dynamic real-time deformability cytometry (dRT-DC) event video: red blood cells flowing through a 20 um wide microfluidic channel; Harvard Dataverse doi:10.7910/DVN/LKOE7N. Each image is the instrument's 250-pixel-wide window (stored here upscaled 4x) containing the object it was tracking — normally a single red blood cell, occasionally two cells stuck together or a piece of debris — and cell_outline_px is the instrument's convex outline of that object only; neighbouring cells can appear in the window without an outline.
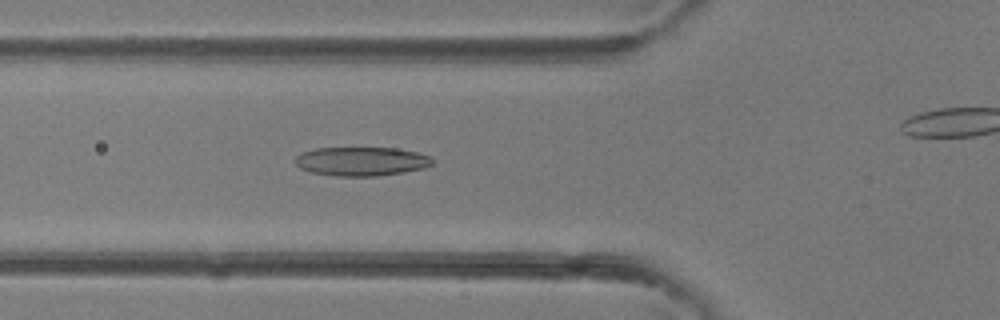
{"species": "common noctule bat (a hibernating species)", "species_latin": "Nyctalus noctula", "temperature_condition": "room temperature", "stored_images_in_passage": 34, "camera_frame_rate_fps": 3000, "um_per_image_px": 0.085, "animal": {"sex": "female"}, "frame": {"image": 1, "passage_image": 15, "time_ms": 4.667, "image_size_px": [1000, 320], "cell_outline_px": [[432, 164], [424, 168], [404, 172], [376, 176], [336, 176], [308, 172], [300, 168], [292, 160], [296, 156], [304, 152], [316, 148], [396, 148], [416, 152], [432, 156]], "centroid_in_image_um": [30.7, 13.72], "position_along_channel_um": 95.1, "area_um2": 23.24}}
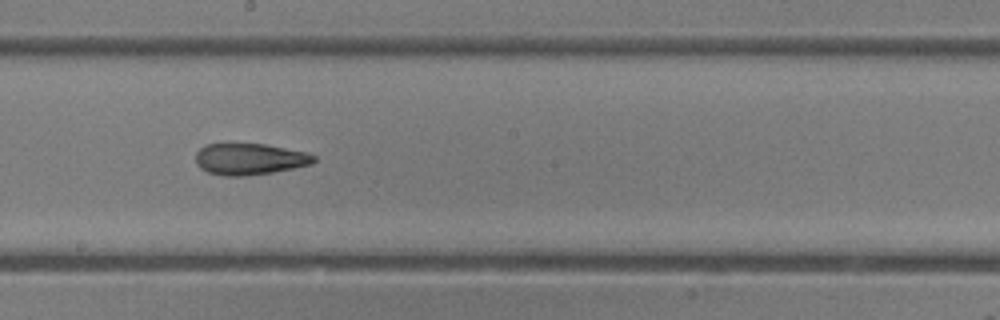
{"frame": {"image": 2, "passage_image": 23, "time_ms": 7.333, "image_size_px": [1000, 320], "cell_outline_px": [[316, 160], [312, 164], [272, 172], [244, 176], [224, 176], [208, 172], [200, 168], [196, 164], [196, 152], [204, 144], [264, 144], [308, 152], [316, 156]], "centroid_in_image_um": [21.21, 13.52], "position_along_channel_um": 227.0, "area_um2": 21.68}}
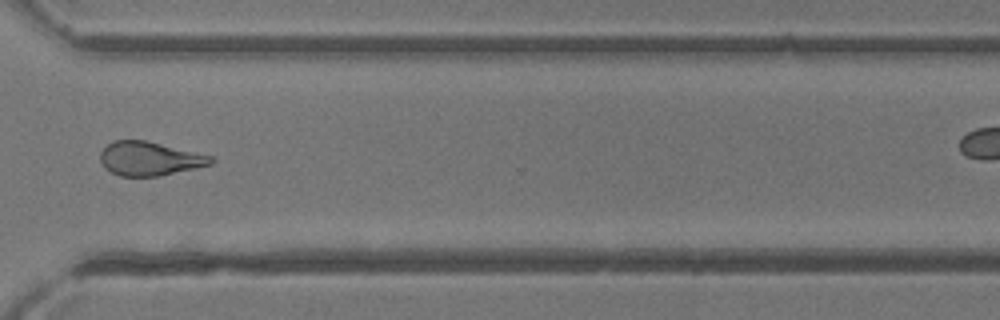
{"frame": {"image": 3, "passage_image": 31, "time_ms": 10.0, "image_size_px": [1000, 320], "cell_outline_px": [[216, 160], [212, 164], [160, 176], [120, 176], [104, 168], [100, 160], [100, 152], [112, 140], [144, 140], [212, 156]], "centroid_in_image_um": [12.7, 13.49], "position_along_channel_um": 357.9, "area_um2": 21.73}}